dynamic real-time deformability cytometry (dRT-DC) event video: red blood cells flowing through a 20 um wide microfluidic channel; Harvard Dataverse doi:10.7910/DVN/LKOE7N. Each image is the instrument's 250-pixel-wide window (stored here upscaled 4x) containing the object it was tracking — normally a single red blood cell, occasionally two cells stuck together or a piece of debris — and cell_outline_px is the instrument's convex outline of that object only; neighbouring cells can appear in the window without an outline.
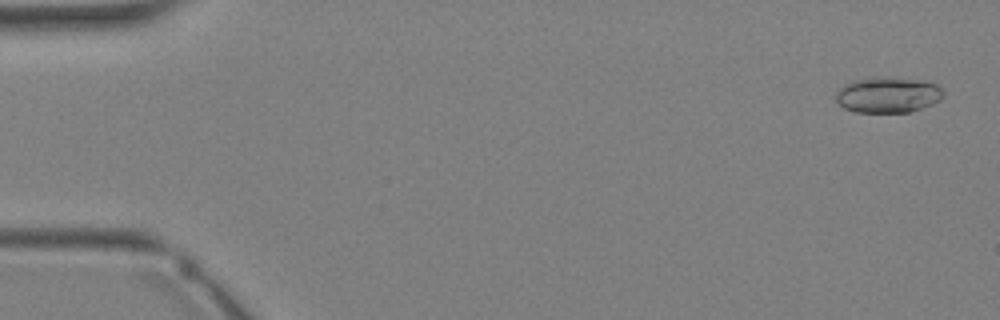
{"species": "Egyptian fruit bat (a non-hibernating species)", "species_latin": "Rousettus aegyptiacus", "temperature_condition": "warm", "stored_images_in_passage": 35, "camera_frame_rate_fps": 3000, "um_per_image_px": 0.085, "animal": {"sex": "female"}, "frame": {"image": 1, "passage_image": 2, "time_ms": 0.333, "image_size_px": [1000, 320], "cell_outline_px": [[944, 96], [940, 100], [932, 104], [908, 112], [856, 112], [844, 108], [836, 100], [836, 92], [844, 84], [852, 80], [868, 76], [884, 76], [916, 80], [936, 84], [944, 92]], "centroid_in_image_um": [75.43, 8.04], "position_along_channel_um": 9.6, "area_um2": 22.48}}
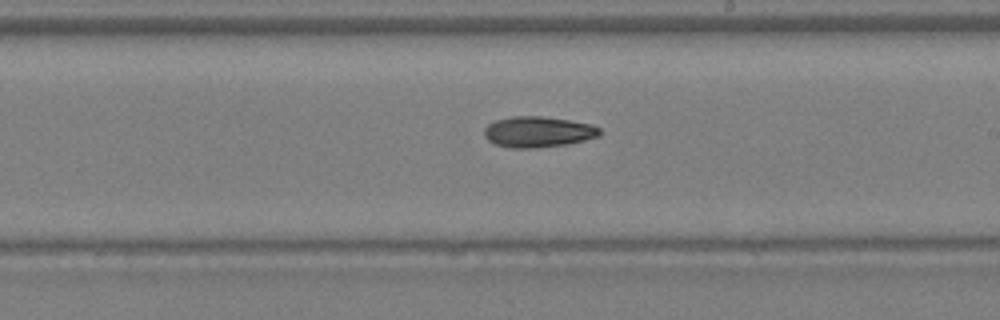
{"frame": {"image": 2, "passage_image": 21, "time_ms": 6.667, "image_size_px": [1000, 320], "cell_outline_px": [[600, 136], [568, 144], [532, 148], [512, 148], [496, 144], [488, 140], [484, 136], [484, 128], [488, 124], [496, 120], [512, 116], [540, 116], [568, 120], [592, 124], [600, 128]], "centroid_in_image_um": [45.73, 11.21], "position_along_channel_um": 243.3, "area_um2": 20.69}}
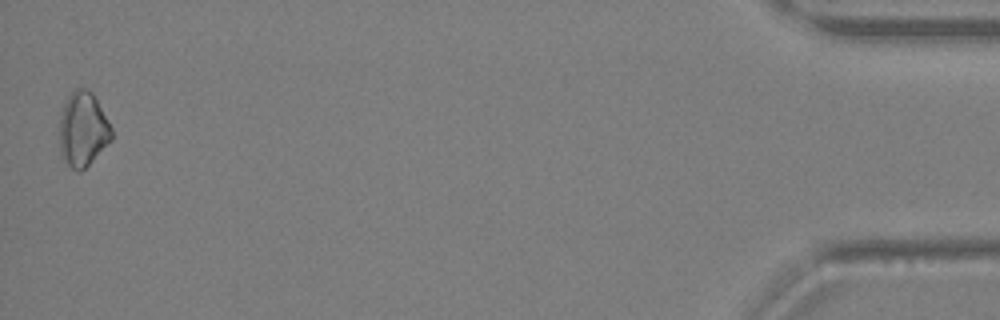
{"frame": {"image": 3, "passage_image": 35, "time_ms": 11.333, "image_size_px": [1000, 320], "cell_outline_px": [[112, 140], [80, 172], [72, 168], [60, 156], [60, 112], [68, 96], [76, 88], [84, 88], [92, 92], [108, 120], [112, 128]], "centroid_in_image_um": [7.04, 10.98], "position_along_channel_um": 428.2, "area_um2": 22.48}}